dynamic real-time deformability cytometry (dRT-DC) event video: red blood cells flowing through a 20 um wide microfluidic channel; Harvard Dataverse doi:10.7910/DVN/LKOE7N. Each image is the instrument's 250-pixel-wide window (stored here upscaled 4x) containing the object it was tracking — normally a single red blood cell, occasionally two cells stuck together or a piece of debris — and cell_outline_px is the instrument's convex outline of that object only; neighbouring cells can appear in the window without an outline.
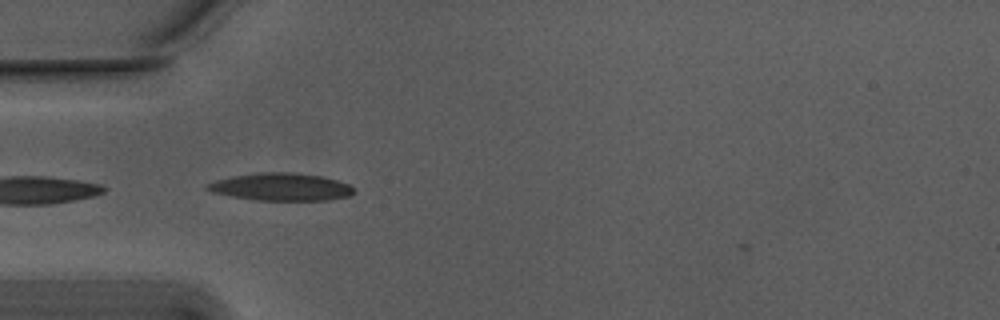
{"species": "Egyptian fruit bat (a non-hibernating species)", "species_latin": "Rousettus aegyptiacus", "temperature_condition": "warm", "stored_images_in_passage": 6, "camera_frame_rate_fps": 3000, "um_per_image_px": 0.085, "animal": {"sex": "male"}, "frame": {"image": 1, "passage_image": 1, "time_ms": 0.0, "image_size_px": [1000, 320], "cell_outline_px": [[356, 192], [348, 196], [328, 200], [256, 200], [232, 196], [212, 192], [204, 188], [208, 184], [216, 180], [232, 176], [260, 172], [292, 172], [320, 176], [336, 180], [348, 184], [356, 188]], "centroid_in_image_um": [23.91, 15.88], "position_along_channel_um": 61.1, "area_um2": 23.47}}